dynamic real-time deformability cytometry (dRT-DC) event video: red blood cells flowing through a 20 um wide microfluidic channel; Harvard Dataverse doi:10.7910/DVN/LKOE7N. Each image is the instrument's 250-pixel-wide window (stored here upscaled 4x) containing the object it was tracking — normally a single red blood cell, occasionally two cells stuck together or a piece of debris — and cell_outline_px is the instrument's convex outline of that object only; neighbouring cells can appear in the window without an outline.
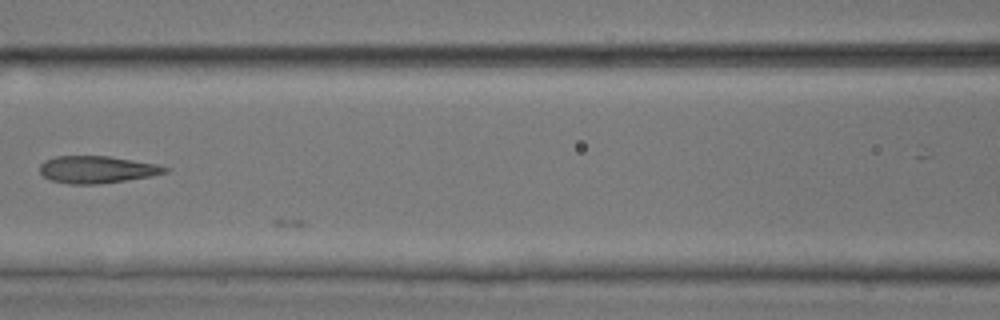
{"species": "common noctule bat (a hibernating species)", "species_latin": "Nyctalus noctula", "temperature_condition": "room temperature", "stored_images_in_passage": 25, "camera_frame_rate_fps": 3000, "um_per_image_px": 0.085, "animal": {"sex": "male", "body_mass_g": 17.9, "forearm_length_mm": 54.2}, "frame": {"image": 1, "passage_image": 24, "time_ms": 7.667, "image_size_px": [1000, 320], "cell_outline_px": [[168, 172], [152, 176], [100, 184], [68, 184], [52, 180], [44, 176], [40, 172], [40, 164], [44, 160], [56, 156], [108, 156], [156, 164], [168, 168]], "centroid_in_image_um": [8.22, 14.41], "position_along_channel_um": 158.4, "area_um2": 19.77}}